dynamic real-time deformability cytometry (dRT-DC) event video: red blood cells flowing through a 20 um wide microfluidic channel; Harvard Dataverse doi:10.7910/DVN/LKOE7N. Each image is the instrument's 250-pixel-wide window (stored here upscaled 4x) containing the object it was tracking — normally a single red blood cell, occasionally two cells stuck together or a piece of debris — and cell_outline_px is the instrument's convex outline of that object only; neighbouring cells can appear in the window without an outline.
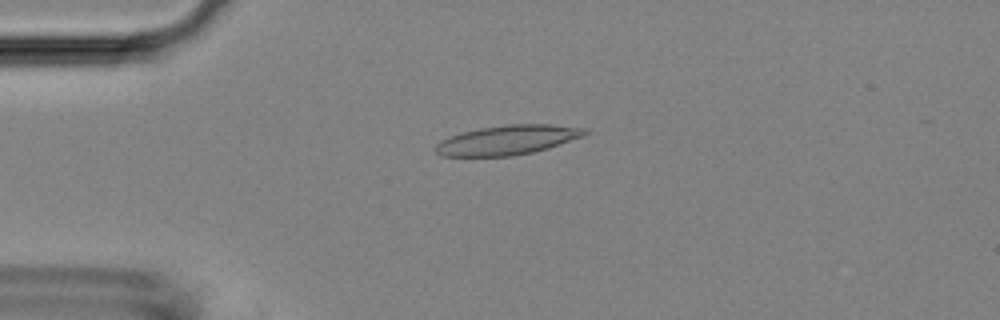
{"species": "Egyptian fruit bat (a non-hibernating species)", "species_latin": "Rousettus aegyptiacus", "temperature_condition": "room temperature", "stored_images_in_passage": 6, "camera_frame_rate_fps": 3000, "um_per_image_px": 0.085, "animal": {"sex": "female"}, "frame": {"image": 1, "passage_image": 4, "time_ms": 3.333, "image_size_px": [1000, 320], "cell_outline_px": [[588, 132], [584, 136], [548, 148], [532, 152], [512, 156], [440, 156], [436, 152], [436, 144], [440, 140], [448, 136], [460, 132], [480, 128], [508, 124], [548, 124], [588, 128]], "centroid_in_image_um": [43.13, 11.89], "position_along_channel_um": 41.9, "area_um2": 25.78}}
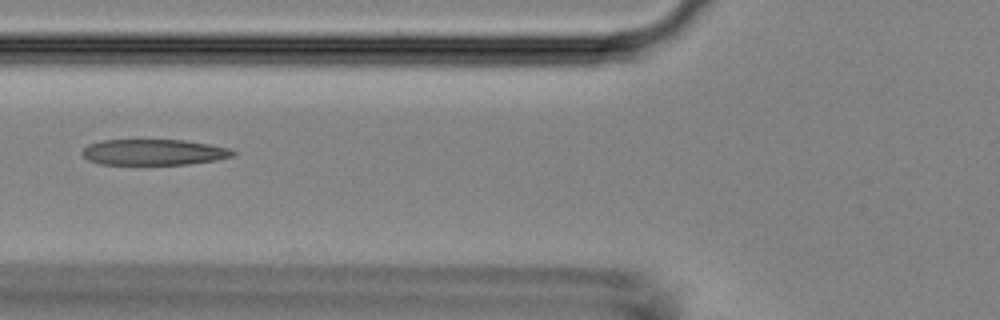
{"frame": {"image": 2, "passage_image": 6, "time_ms": 5.667, "image_size_px": [1000, 320], "cell_outline_px": [[236, 156], [216, 160], [188, 164], [100, 164], [88, 160], [80, 152], [88, 144], [100, 140], [184, 140], [208, 144], [228, 148], [236, 152]], "centroid_in_image_um": [13.06, 12.93], "position_along_channel_um": 112.7, "area_um2": 22.72}}